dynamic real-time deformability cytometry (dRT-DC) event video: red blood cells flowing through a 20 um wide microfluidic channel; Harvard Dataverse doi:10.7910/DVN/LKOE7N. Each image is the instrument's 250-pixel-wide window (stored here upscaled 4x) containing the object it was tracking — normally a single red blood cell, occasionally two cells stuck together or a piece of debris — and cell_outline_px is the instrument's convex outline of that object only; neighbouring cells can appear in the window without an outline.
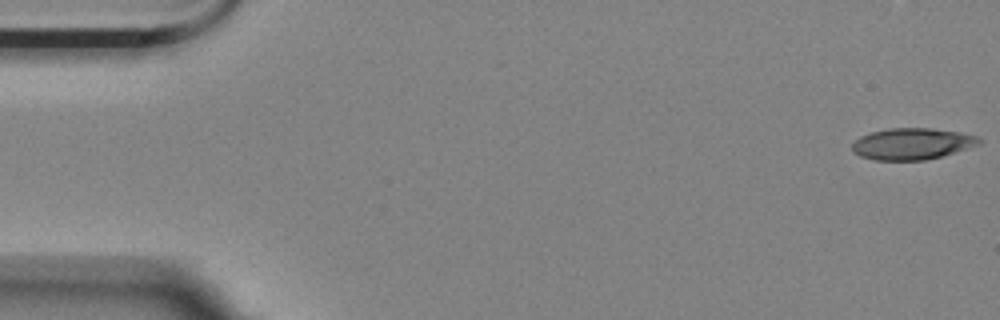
{"species": "Egyptian fruit bat (a non-hibernating species)", "species_latin": "Rousettus aegyptiacus", "temperature_condition": "room temperature", "stored_images_in_passage": 16, "camera_frame_rate_fps": 3000, "um_per_image_px": 0.085, "animal": {"sex": "female"}, "frame": {"image": 1, "passage_image": 1, "time_ms": 0.0, "image_size_px": [1000, 320], "cell_outline_px": [[980, 144], [968, 148], [940, 156], [924, 160], [876, 160], [860, 156], [852, 152], [852, 144], [860, 136], [872, 132], [888, 128], [932, 128], [960, 132], [976, 136], [980, 140]], "centroid_in_image_um": [77.5, 12.22], "position_along_channel_um": 7.5, "area_um2": 23.12}}
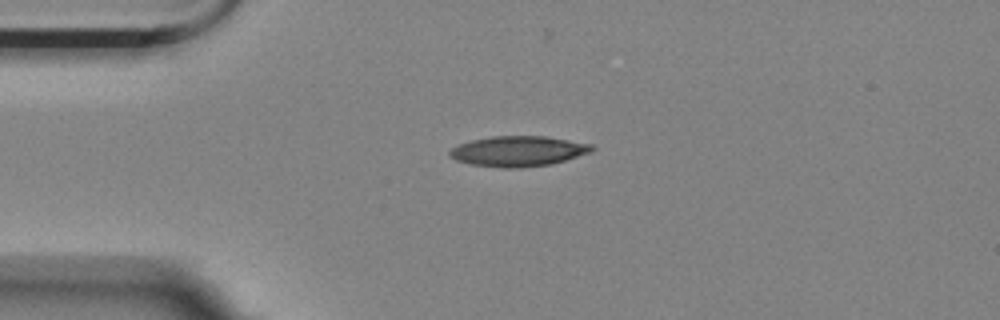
{"frame": {"image": 2, "passage_image": 13, "time_ms": 4.0, "image_size_px": [1000, 320], "cell_outline_px": [[596, 148], [592, 152], [552, 164], [520, 168], [504, 168], [472, 164], [456, 160], [448, 156], [448, 152], [452, 148], [460, 144], [472, 140], [492, 136], [544, 136], [592, 144]], "centroid_in_image_um": [44.07, 12.85], "position_along_channel_um": 40.9, "area_um2": 25.14}}